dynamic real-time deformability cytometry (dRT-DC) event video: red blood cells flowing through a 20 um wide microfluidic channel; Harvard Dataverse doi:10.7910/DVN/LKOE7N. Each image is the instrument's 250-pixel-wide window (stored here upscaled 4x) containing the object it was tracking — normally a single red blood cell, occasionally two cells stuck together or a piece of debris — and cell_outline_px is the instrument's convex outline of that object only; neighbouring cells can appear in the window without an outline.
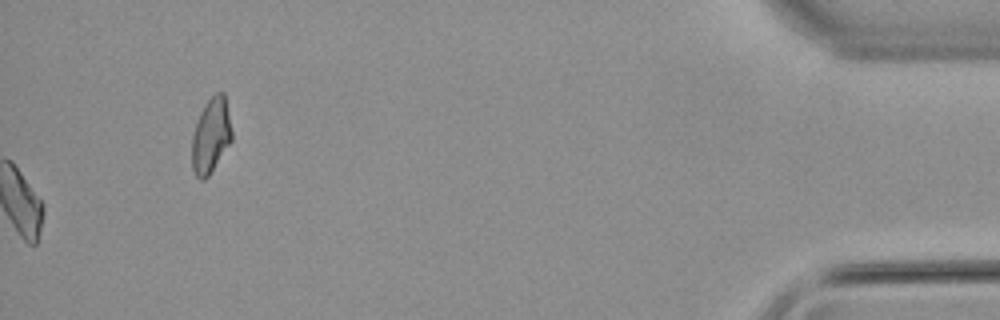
{"species": "common noctule bat (a hibernating species)", "species_latin": "Nyctalus noctula", "temperature_condition": "warm", "stored_images_in_passage": 54, "camera_frame_rate_fps": 3000, "um_per_image_px": 0.085, "animal": {"sex": "male", "body_mass_g": 21.5, "forearm_length_mm": 52.0}, "frame": {"image": 1, "passage_image": 54, "time_ms": 17.667, "image_size_px": [1000, 320], "cell_outline_px": [[232, 140], [208, 176], [204, 180], [200, 180], [196, 176], [192, 168], [192, 136], [200, 112], [204, 104], [216, 92], [224, 92], [232, 132]], "centroid_in_image_um": [17.92, 11.52], "position_along_channel_um": 417.3, "area_um2": 17.28}, "authors_computed_cell_mechanics": {"area_um2": 19.0162, "velocity_mm_per_s": 3.8343, "shape_relaxation_time_tau1_ms": 5.9708, "shape_relaxation_time_tau2_ms": 11.3264, "deformation_change_tau1": 0.1554, "deformation_change_tau2": 0.1849}}